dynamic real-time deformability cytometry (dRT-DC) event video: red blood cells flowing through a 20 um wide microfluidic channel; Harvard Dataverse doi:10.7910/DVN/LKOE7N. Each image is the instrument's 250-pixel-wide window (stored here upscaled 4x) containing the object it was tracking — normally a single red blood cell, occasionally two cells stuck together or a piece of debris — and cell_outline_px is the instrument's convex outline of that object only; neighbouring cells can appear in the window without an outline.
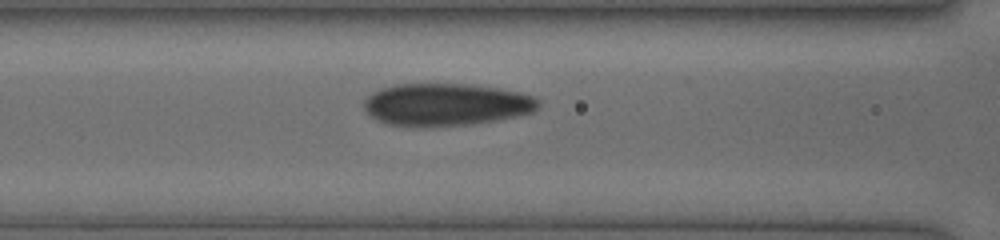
{"species": "human", "species_latin": "Homo sapiens", "temperature_condition": "cold", "stored_images_in_passage": 34, "camera_frame_rate_fps": 3000, "um_per_image_px": 0.085, "donor": {"sex": "female"}, "frame": {"image": 1, "passage_image": 5, "time_ms": 1.667, "image_size_px": [1000, 240], "cell_outline_px": [[540, 104], [532, 112], [516, 116], [496, 120], [468, 124], [388, 124], [372, 116], [364, 108], [364, 100], [372, 92], [380, 88], [396, 84], [468, 84], [500, 88], [520, 92], [532, 96], [540, 100]], "centroid_in_image_um": [37.95, 8.84], "position_along_channel_um": 128.6, "area_um2": 42.08}}
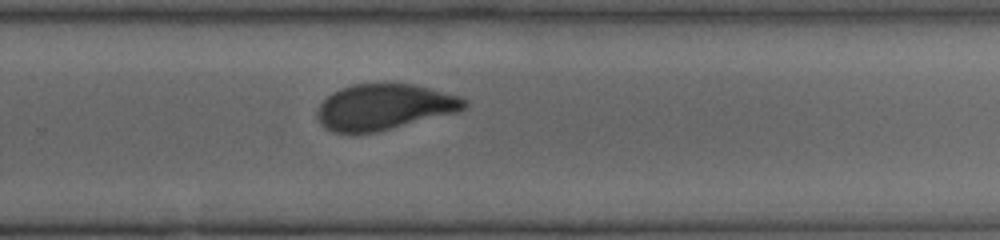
{"frame": {"image": 2, "passage_image": 18, "time_ms": 5.667, "image_size_px": [1000, 240], "cell_outline_px": [[468, 104], [464, 108], [456, 112], [376, 132], [336, 132], [324, 128], [320, 124], [316, 116], [316, 112], [320, 104], [332, 92], [340, 88], [352, 84], [412, 84], [460, 96], [468, 100]], "centroid_in_image_um": [32.63, 9.08], "position_along_channel_um": 297.2, "area_um2": 38.9}}
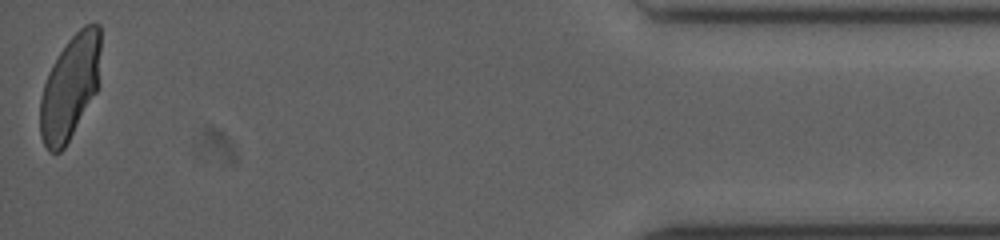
{"frame": {"image": 3, "passage_image": 34, "time_ms": 10.333, "image_size_px": [1000, 240], "cell_outline_px": [[100, 48], [96, 92], [64, 148], [60, 152], [48, 152], [40, 136], [40, 100], [44, 84], [48, 72], [52, 64], [68, 40], [84, 24], [100, 24]], "centroid_in_image_um": [5.92, 7.42], "position_along_channel_um": 429.3, "area_um2": 36.24}}